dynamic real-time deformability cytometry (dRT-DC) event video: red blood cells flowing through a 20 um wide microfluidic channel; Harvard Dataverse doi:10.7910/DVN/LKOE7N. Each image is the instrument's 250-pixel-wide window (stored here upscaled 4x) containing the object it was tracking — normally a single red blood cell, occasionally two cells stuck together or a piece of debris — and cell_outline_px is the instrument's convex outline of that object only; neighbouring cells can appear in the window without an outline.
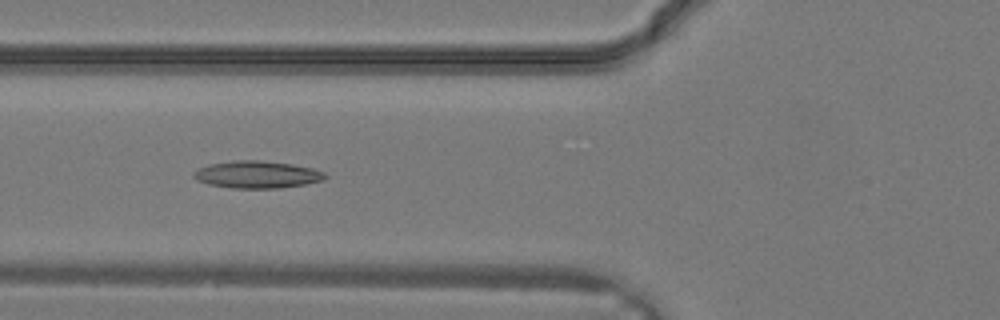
{"species": "common noctule bat (a hibernating species)", "species_latin": "Nyctalus noctula", "temperature_condition": "warm", "stored_images_in_passage": 31, "camera_frame_rate_fps": 3000, "um_per_image_px": 0.085, "animal": {"sex": "male", "body_mass_g": 19.2, "forearm_length_mm": 51.8}, "frame": {"image": 1, "passage_image": 12, "time_ms": 3.667, "image_size_px": [1000, 320], "cell_outline_px": [[328, 176], [324, 180], [304, 184], [280, 188], [232, 188], [208, 184], [196, 180], [192, 176], [192, 172], [196, 168], [208, 164], [232, 160], [260, 160], [292, 164], [312, 168], [324, 172]], "centroid_in_image_um": [21.8, 14.83], "position_along_channel_um": 104.0, "area_um2": 21.1}}
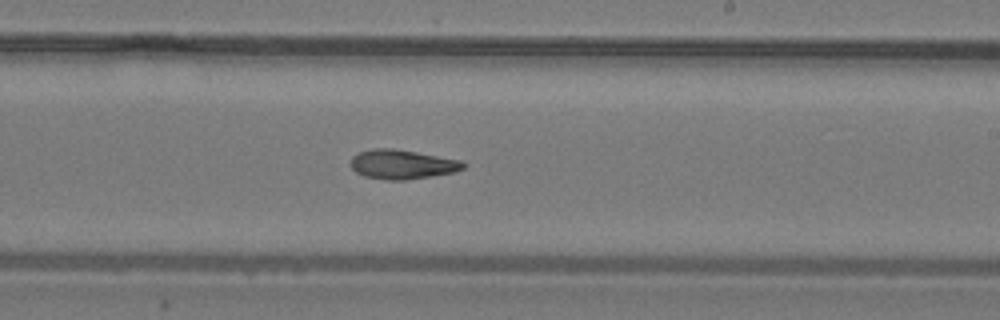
{"frame": {"image": 2, "passage_image": 19, "time_ms": 6.0, "image_size_px": [1000, 320], "cell_outline_px": [[468, 164], [464, 168], [456, 172], [408, 180], [388, 180], [364, 176], [356, 172], [348, 164], [352, 156], [360, 152], [372, 148], [392, 148], [416, 152], [460, 160]], "centroid_in_image_um": [34.18, 13.97], "position_along_channel_um": 254.8, "area_um2": 19.42}}
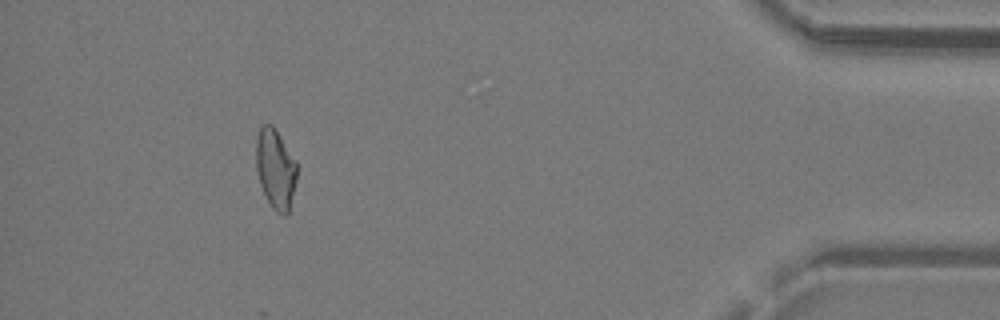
{"frame": {"image": 3, "passage_image": 29, "time_ms": 9.333, "image_size_px": [1000, 320], "cell_outline_px": [[296, 180], [288, 212], [284, 216], [276, 212], [272, 208], [264, 196], [260, 184], [256, 168], [256, 136], [260, 128], [264, 124], [272, 124], [276, 128], [296, 160]], "centroid_in_image_um": [23.4, 14.33], "position_along_channel_um": 411.8, "area_um2": 19.13}}